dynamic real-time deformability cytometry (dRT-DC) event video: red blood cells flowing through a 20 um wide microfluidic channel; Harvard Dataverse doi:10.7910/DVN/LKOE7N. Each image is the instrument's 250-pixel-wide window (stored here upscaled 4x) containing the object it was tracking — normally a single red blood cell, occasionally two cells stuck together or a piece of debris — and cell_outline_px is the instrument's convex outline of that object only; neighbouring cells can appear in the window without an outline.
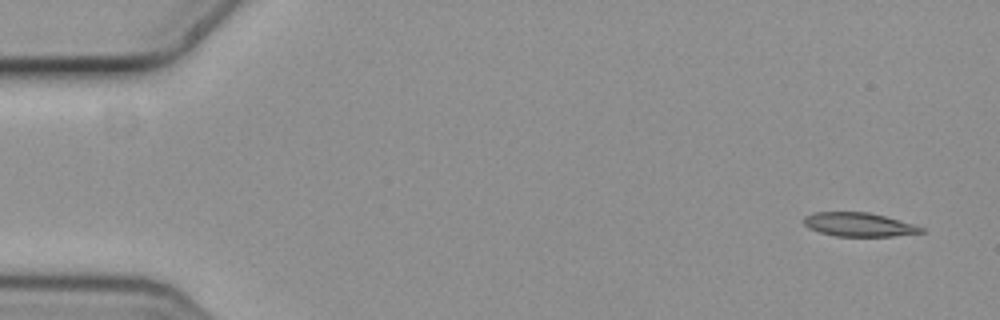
{"species": "common noctule bat (a hibernating species)", "species_latin": "Nyctalus noctula", "temperature_condition": "cold", "stored_images_in_passage": 5, "camera_frame_rate_fps": 3000, "um_per_image_px": 0.085, "animal": {"sex": "female", "body_mass_g": 19.3, "forearm_length_mm": 54.1}, "frame": {"image": 1, "passage_image": 1, "time_ms": 0.0, "image_size_px": [1000, 320], "cell_outline_px": [[924, 232], [892, 236], [836, 236], [820, 232], [808, 228], [800, 220], [804, 216], [812, 212], [868, 212], [884, 216], [912, 224], [924, 228]], "centroid_in_image_um": [72.92, 19.08], "position_along_channel_um": 12.1, "area_um2": 16.24}}